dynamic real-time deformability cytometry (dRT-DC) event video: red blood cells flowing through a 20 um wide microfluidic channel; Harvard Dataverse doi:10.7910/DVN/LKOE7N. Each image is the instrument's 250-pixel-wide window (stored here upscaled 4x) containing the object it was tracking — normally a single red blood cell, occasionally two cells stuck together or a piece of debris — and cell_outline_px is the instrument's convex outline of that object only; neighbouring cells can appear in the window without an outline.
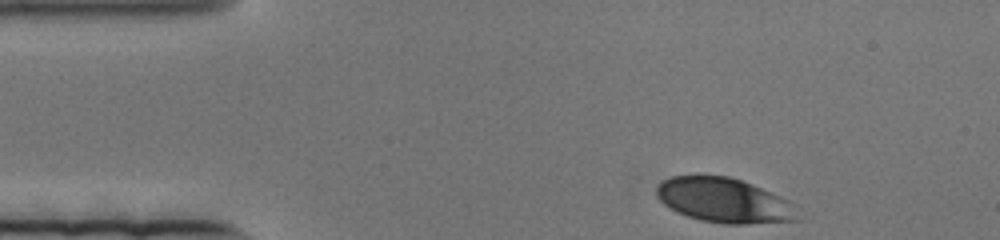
{"species": "human", "species_latin": "Homo sapiens", "temperature_condition": "cold", "stored_images_in_passage": 58, "camera_frame_rate_fps": 3000, "um_per_image_px": 0.085, "donor": {"sex": "female"}, "frame": {"image": 1, "passage_image": 1, "time_ms": 0.0, "image_size_px": [1000, 240], "cell_outline_px": [[800, 220], [744, 224], [724, 224], [700, 220], [676, 212], [668, 208], [656, 196], [656, 184], [672, 176], [728, 176], [752, 184], [780, 196], [796, 204]], "centroid_in_image_um": [61.56, 17.04], "position_along_channel_um": 23.4, "area_um2": 36.88}}
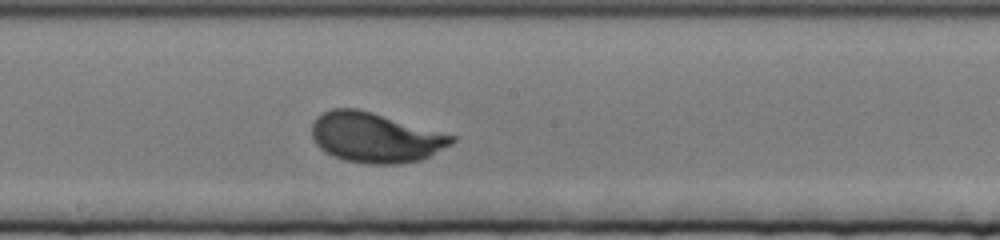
{"frame": {"image": 2, "passage_image": 34, "time_ms": 11.0, "image_size_px": [1000, 240], "cell_outline_px": [[456, 140], [452, 144], [420, 160], [400, 164], [368, 164], [344, 160], [332, 156], [324, 152], [316, 144], [312, 136], [312, 120], [316, 116], [332, 108], [356, 108], [372, 112], [456, 136]], "centroid_in_image_um": [31.87, 11.69], "position_along_channel_um": 216.3, "area_um2": 40.81}}
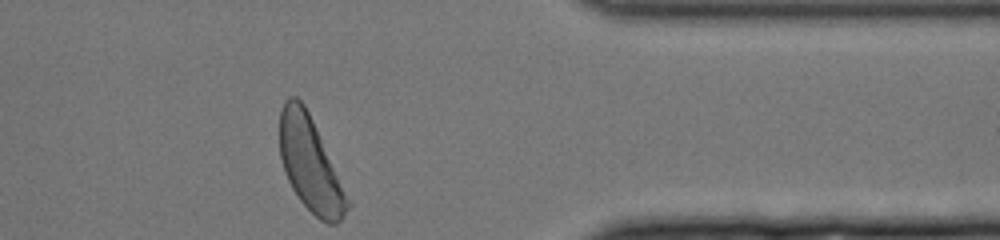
{"frame": {"image": 3, "passage_image": 58, "time_ms": 19.0, "image_size_px": [1000, 240], "cell_outline_px": [[352, 204], [344, 216], [336, 224], [328, 224], [320, 220], [300, 200], [292, 188], [284, 172], [280, 156], [280, 112], [284, 100], [288, 96], [296, 96], [304, 104], [352, 200]], "centroid_in_image_um": [26.4, 13.99], "position_along_channel_um": 385.0, "area_um2": 37.4}}